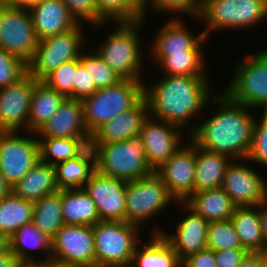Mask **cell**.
I'll list each match as a JSON object with an SVG mask.
<instances>
[{"instance_id":"obj_1","label":"cell","mask_w":267,"mask_h":267,"mask_svg":"<svg viewBox=\"0 0 267 267\" xmlns=\"http://www.w3.org/2000/svg\"><path fill=\"white\" fill-rule=\"evenodd\" d=\"M218 103L216 113L187 134L198 147L244 160L250 151L256 117L248 107L230 100L223 92L212 97ZM249 111V112H248Z\"/></svg>"},{"instance_id":"obj_2","label":"cell","mask_w":267,"mask_h":267,"mask_svg":"<svg viewBox=\"0 0 267 267\" xmlns=\"http://www.w3.org/2000/svg\"><path fill=\"white\" fill-rule=\"evenodd\" d=\"M162 77L149 88L144 84L150 117L186 131L189 119L202 112L216 94L211 91L209 77L166 74Z\"/></svg>"},{"instance_id":"obj_3","label":"cell","mask_w":267,"mask_h":267,"mask_svg":"<svg viewBox=\"0 0 267 267\" xmlns=\"http://www.w3.org/2000/svg\"><path fill=\"white\" fill-rule=\"evenodd\" d=\"M144 20L115 23L114 32L93 49L122 79L143 80L142 42L138 30Z\"/></svg>"},{"instance_id":"obj_4","label":"cell","mask_w":267,"mask_h":267,"mask_svg":"<svg viewBox=\"0 0 267 267\" xmlns=\"http://www.w3.org/2000/svg\"><path fill=\"white\" fill-rule=\"evenodd\" d=\"M90 146L95 154L96 170L102 174L133 181L154 172L148 166L140 134L121 142Z\"/></svg>"},{"instance_id":"obj_5","label":"cell","mask_w":267,"mask_h":267,"mask_svg":"<svg viewBox=\"0 0 267 267\" xmlns=\"http://www.w3.org/2000/svg\"><path fill=\"white\" fill-rule=\"evenodd\" d=\"M144 84L141 80L122 79L113 86L97 89L81 100L89 134L92 135L121 112L131 109L144 96Z\"/></svg>"},{"instance_id":"obj_6","label":"cell","mask_w":267,"mask_h":267,"mask_svg":"<svg viewBox=\"0 0 267 267\" xmlns=\"http://www.w3.org/2000/svg\"><path fill=\"white\" fill-rule=\"evenodd\" d=\"M223 93L232 101L267 112V50L241 59Z\"/></svg>"},{"instance_id":"obj_7","label":"cell","mask_w":267,"mask_h":267,"mask_svg":"<svg viewBox=\"0 0 267 267\" xmlns=\"http://www.w3.org/2000/svg\"><path fill=\"white\" fill-rule=\"evenodd\" d=\"M138 225L126 221H99L93 225L95 262L130 267L139 240Z\"/></svg>"},{"instance_id":"obj_8","label":"cell","mask_w":267,"mask_h":267,"mask_svg":"<svg viewBox=\"0 0 267 267\" xmlns=\"http://www.w3.org/2000/svg\"><path fill=\"white\" fill-rule=\"evenodd\" d=\"M266 18L267 0H207L198 20H205L207 28L203 32L209 39L211 30L247 29Z\"/></svg>"},{"instance_id":"obj_9","label":"cell","mask_w":267,"mask_h":267,"mask_svg":"<svg viewBox=\"0 0 267 267\" xmlns=\"http://www.w3.org/2000/svg\"><path fill=\"white\" fill-rule=\"evenodd\" d=\"M80 23L73 29L40 40L32 59L27 63V73L43 81L61 64L79 59L85 41Z\"/></svg>"},{"instance_id":"obj_10","label":"cell","mask_w":267,"mask_h":267,"mask_svg":"<svg viewBox=\"0 0 267 267\" xmlns=\"http://www.w3.org/2000/svg\"><path fill=\"white\" fill-rule=\"evenodd\" d=\"M125 196V221L139 227L173 201L177 202L155 171L146 177L127 181Z\"/></svg>"},{"instance_id":"obj_11","label":"cell","mask_w":267,"mask_h":267,"mask_svg":"<svg viewBox=\"0 0 267 267\" xmlns=\"http://www.w3.org/2000/svg\"><path fill=\"white\" fill-rule=\"evenodd\" d=\"M17 133L0 131V171L11 188L40 161L38 138Z\"/></svg>"},{"instance_id":"obj_12","label":"cell","mask_w":267,"mask_h":267,"mask_svg":"<svg viewBox=\"0 0 267 267\" xmlns=\"http://www.w3.org/2000/svg\"><path fill=\"white\" fill-rule=\"evenodd\" d=\"M39 40L28 8L0 7V47L26 64L32 59Z\"/></svg>"},{"instance_id":"obj_13","label":"cell","mask_w":267,"mask_h":267,"mask_svg":"<svg viewBox=\"0 0 267 267\" xmlns=\"http://www.w3.org/2000/svg\"><path fill=\"white\" fill-rule=\"evenodd\" d=\"M51 259L72 265L95 263L93 226L64 224L51 239Z\"/></svg>"},{"instance_id":"obj_14","label":"cell","mask_w":267,"mask_h":267,"mask_svg":"<svg viewBox=\"0 0 267 267\" xmlns=\"http://www.w3.org/2000/svg\"><path fill=\"white\" fill-rule=\"evenodd\" d=\"M183 131L174 124L150 116L143 123L140 135L144 142L148 166L153 171H157L182 147Z\"/></svg>"},{"instance_id":"obj_15","label":"cell","mask_w":267,"mask_h":267,"mask_svg":"<svg viewBox=\"0 0 267 267\" xmlns=\"http://www.w3.org/2000/svg\"><path fill=\"white\" fill-rule=\"evenodd\" d=\"M239 162L229 164L221 188L237 207L258 206L267 199V183L256 170Z\"/></svg>"},{"instance_id":"obj_16","label":"cell","mask_w":267,"mask_h":267,"mask_svg":"<svg viewBox=\"0 0 267 267\" xmlns=\"http://www.w3.org/2000/svg\"><path fill=\"white\" fill-rule=\"evenodd\" d=\"M126 180L95 170L84 185L85 191L96 204L100 221H125Z\"/></svg>"},{"instance_id":"obj_17","label":"cell","mask_w":267,"mask_h":267,"mask_svg":"<svg viewBox=\"0 0 267 267\" xmlns=\"http://www.w3.org/2000/svg\"><path fill=\"white\" fill-rule=\"evenodd\" d=\"M188 146H182L157 171L169 193L178 202H185L192 194L196 169V144L187 137ZM190 144V145H189Z\"/></svg>"},{"instance_id":"obj_18","label":"cell","mask_w":267,"mask_h":267,"mask_svg":"<svg viewBox=\"0 0 267 267\" xmlns=\"http://www.w3.org/2000/svg\"><path fill=\"white\" fill-rule=\"evenodd\" d=\"M37 80L28 73L18 82L0 88V131H28L29 109Z\"/></svg>"},{"instance_id":"obj_19","label":"cell","mask_w":267,"mask_h":267,"mask_svg":"<svg viewBox=\"0 0 267 267\" xmlns=\"http://www.w3.org/2000/svg\"><path fill=\"white\" fill-rule=\"evenodd\" d=\"M186 209L188 216L183 217L176 226L175 235L165 233L162 229L156 228L153 234H162V236L172 246L178 258L182 261L187 256L197 253L207 248V229L209 222L198 215L185 202H179Z\"/></svg>"},{"instance_id":"obj_20","label":"cell","mask_w":267,"mask_h":267,"mask_svg":"<svg viewBox=\"0 0 267 267\" xmlns=\"http://www.w3.org/2000/svg\"><path fill=\"white\" fill-rule=\"evenodd\" d=\"M35 134L39 138L86 139L90 143L82 101L66 97L57 112Z\"/></svg>"},{"instance_id":"obj_21","label":"cell","mask_w":267,"mask_h":267,"mask_svg":"<svg viewBox=\"0 0 267 267\" xmlns=\"http://www.w3.org/2000/svg\"><path fill=\"white\" fill-rule=\"evenodd\" d=\"M150 116L149 106L143 96L131 109L104 123L92 135L90 144L121 142L140 134L143 123Z\"/></svg>"},{"instance_id":"obj_22","label":"cell","mask_w":267,"mask_h":267,"mask_svg":"<svg viewBox=\"0 0 267 267\" xmlns=\"http://www.w3.org/2000/svg\"><path fill=\"white\" fill-rule=\"evenodd\" d=\"M177 19L176 17V19L164 24L154 38L150 54L157 63L168 54L184 53V51H202L200 50L201 44L207 40L204 32L195 36L184 25L185 22Z\"/></svg>"},{"instance_id":"obj_23","label":"cell","mask_w":267,"mask_h":267,"mask_svg":"<svg viewBox=\"0 0 267 267\" xmlns=\"http://www.w3.org/2000/svg\"><path fill=\"white\" fill-rule=\"evenodd\" d=\"M38 40L75 28L79 23L62 0H40L29 8Z\"/></svg>"},{"instance_id":"obj_24","label":"cell","mask_w":267,"mask_h":267,"mask_svg":"<svg viewBox=\"0 0 267 267\" xmlns=\"http://www.w3.org/2000/svg\"><path fill=\"white\" fill-rule=\"evenodd\" d=\"M58 190L55 166L41 160L11 188L15 196L33 203Z\"/></svg>"},{"instance_id":"obj_25","label":"cell","mask_w":267,"mask_h":267,"mask_svg":"<svg viewBox=\"0 0 267 267\" xmlns=\"http://www.w3.org/2000/svg\"><path fill=\"white\" fill-rule=\"evenodd\" d=\"M185 203L208 222L229 220L237 207L221 187L195 192Z\"/></svg>"},{"instance_id":"obj_26","label":"cell","mask_w":267,"mask_h":267,"mask_svg":"<svg viewBox=\"0 0 267 267\" xmlns=\"http://www.w3.org/2000/svg\"><path fill=\"white\" fill-rule=\"evenodd\" d=\"M95 170V154L88 145L75 158L55 165L57 187L59 190L83 188Z\"/></svg>"},{"instance_id":"obj_27","label":"cell","mask_w":267,"mask_h":267,"mask_svg":"<svg viewBox=\"0 0 267 267\" xmlns=\"http://www.w3.org/2000/svg\"><path fill=\"white\" fill-rule=\"evenodd\" d=\"M232 159L228 156L204 150L196 145V169L193 193L220 188L227 167Z\"/></svg>"},{"instance_id":"obj_28","label":"cell","mask_w":267,"mask_h":267,"mask_svg":"<svg viewBox=\"0 0 267 267\" xmlns=\"http://www.w3.org/2000/svg\"><path fill=\"white\" fill-rule=\"evenodd\" d=\"M64 224L93 226L100 221L96 204L84 188L62 190Z\"/></svg>"},{"instance_id":"obj_29","label":"cell","mask_w":267,"mask_h":267,"mask_svg":"<svg viewBox=\"0 0 267 267\" xmlns=\"http://www.w3.org/2000/svg\"><path fill=\"white\" fill-rule=\"evenodd\" d=\"M66 97L43 81H36L31 96L28 132L36 133L57 112Z\"/></svg>"},{"instance_id":"obj_30","label":"cell","mask_w":267,"mask_h":267,"mask_svg":"<svg viewBox=\"0 0 267 267\" xmlns=\"http://www.w3.org/2000/svg\"><path fill=\"white\" fill-rule=\"evenodd\" d=\"M256 208V209H255ZM242 246L251 253L265 250L259 205L236 207L230 218Z\"/></svg>"},{"instance_id":"obj_31","label":"cell","mask_w":267,"mask_h":267,"mask_svg":"<svg viewBox=\"0 0 267 267\" xmlns=\"http://www.w3.org/2000/svg\"><path fill=\"white\" fill-rule=\"evenodd\" d=\"M151 234L148 244H142V250L137 245L130 267H182L181 260L162 234Z\"/></svg>"},{"instance_id":"obj_32","label":"cell","mask_w":267,"mask_h":267,"mask_svg":"<svg viewBox=\"0 0 267 267\" xmlns=\"http://www.w3.org/2000/svg\"><path fill=\"white\" fill-rule=\"evenodd\" d=\"M11 252L16 255L24 265H36L41 260L32 258L29 254L31 249H41L51 259V239L42 233L32 222L23 225L10 237ZM40 261V262H39Z\"/></svg>"},{"instance_id":"obj_33","label":"cell","mask_w":267,"mask_h":267,"mask_svg":"<svg viewBox=\"0 0 267 267\" xmlns=\"http://www.w3.org/2000/svg\"><path fill=\"white\" fill-rule=\"evenodd\" d=\"M34 203L12 192L0 200V233L12 237L23 225L33 220Z\"/></svg>"},{"instance_id":"obj_34","label":"cell","mask_w":267,"mask_h":267,"mask_svg":"<svg viewBox=\"0 0 267 267\" xmlns=\"http://www.w3.org/2000/svg\"><path fill=\"white\" fill-rule=\"evenodd\" d=\"M32 223L52 239L64 225L62 216V190L46 195L34 202Z\"/></svg>"},{"instance_id":"obj_35","label":"cell","mask_w":267,"mask_h":267,"mask_svg":"<svg viewBox=\"0 0 267 267\" xmlns=\"http://www.w3.org/2000/svg\"><path fill=\"white\" fill-rule=\"evenodd\" d=\"M38 140L40 144V160L54 166L60 162L75 158L90 145L86 139L38 138Z\"/></svg>"},{"instance_id":"obj_36","label":"cell","mask_w":267,"mask_h":267,"mask_svg":"<svg viewBox=\"0 0 267 267\" xmlns=\"http://www.w3.org/2000/svg\"><path fill=\"white\" fill-rule=\"evenodd\" d=\"M202 51H184V53L168 54L158 65L166 75L209 76L205 70Z\"/></svg>"},{"instance_id":"obj_37","label":"cell","mask_w":267,"mask_h":267,"mask_svg":"<svg viewBox=\"0 0 267 267\" xmlns=\"http://www.w3.org/2000/svg\"><path fill=\"white\" fill-rule=\"evenodd\" d=\"M98 16L106 23L137 22L144 19V9L135 0H96Z\"/></svg>"},{"instance_id":"obj_38","label":"cell","mask_w":267,"mask_h":267,"mask_svg":"<svg viewBox=\"0 0 267 267\" xmlns=\"http://www.w3.org/2000/svg\"><path fill=\"white\" fill-rule=\"evenodd\" d=\"M206 241L207 248L214 252L226 249H245L230 219L209 222Z\"/></svg>"},{"instance_id":"obj_39","label":"cell","mask_w":267,"mask_h":267,"mask_svg":"<svg viewBox=\"0 0 267 267\" xmlns=\"http://www.w3.org/2000/svg\"><path fill=\"white\" fill-rule=\"evenodd\" d=\"M81 54L80 63L85 67L91 76V80L97 89L106 88L117 84L122 78L109 67V65L97 54V52Z\"/></svg>"},{"instance_id":"obj_40","label":"cell","mask_w":267,"mask_h":267,"mask_svg":"<svg viewBox=\"0 0 267 267\" xmlns=\"http://www.w3.org/2000/svg\"><path fill=\"white\" fill-rule=\"evenodd\" d=\"M75 72L76 59L61 64L57 69L51 72L43 82L65 97L73 99Z\"/></svg>"},{"instance_id":"obj_41","label":"cell","mask_w":267,"mask_h":267,"mask_svg":"<svg viewBox=\"0 0 267 267\" xmlns=\"http://www.w3.org/2000/svg\"><path fill=\"white\" fill-rule=\"evenodd\" d=\"M27 74V64L0 47V88L18 82Z\"/></svg>"},{"instance_id":"obj_42","label":"cell","mask_w":267,"mask_h":267,"mask_svg":"<svg viewBox=\"0 0 267 267\" xmlns=\"http://www.w3.org/2000/svg\"><path fill=\"white\" fill-rule=\"evenodd\" d=\"M242 161H253L267 166V112L262 113L260 120H255L250 151Z\"/></svg>"},{"instance_id":"obj_43","label":"cell","mask_w":267,"mask_h":267,"mask_svg":"<svg viewBox=\"0 0 267 267\" xmlns=\"http://www.w3.org/2000/svg\"><path fill=\"white\" fill-rule=\"evenodd\" d=\"M152 9L151 11L170 12V13H182L184 15H191L198 19L201 14L202 5L197 0H150V2L143 8L144 19L148 11L147 7Z\"/></svg>"},{"instance_id":"obj_44","label":"cell","mask_w":267,"mask_h":267,"mask_svg":"<svg viewBox=\"0 0 267 267\" xmlns=\"http://www.w3.org/2000/svg\"><path fill=\"white\" fill-rule=\"evenodd\" d=\"M68 7L70 14L80 23L84 20L93 24L95 27H101L105 22L98 16L96 0H62Z\"/></svg>"},{"instance_id":"obj_45","label":"cell","mask_w":267,"mask_h":267,"mask_svg":"<svg viewBox=\"0 0 267 267\" xmlns=\"http://www.w3.org/2000/svg\"><path fill=\"white\" fill-rule=\"evenodd\" d=\"M96 90L97 88L94 81L91 80L89 72L80 63L79 59H76L73 99L83 100L84 98L91 96Z\"/></svg>"},{"instance_id":"obj_46","label":"cell","mask_w":267,"mask_h":267,"mask_svg":"<svg viewBox=\"0 0 267 267\" xmlns=\"http://www.w3.org/2000/svg\"><path fill=\"white\" fill-rule=\"evenodd\" d=\"M249 252L246 249H226L215 252L217 267H238Z\"/></svg>"},{"instance_id":"obj_47","label":"cell","mask_w":267,"mask_h":267,"mask_svg":"<svg viewBox=\"0 0 267 267\" xmlns=\"http://www.w3.org/2000/svg\"><path fill=\"white\" fill-rule=\"evenodd\" d=\"M182 267H217L215 252L211 249H204L187 256L181 261Z\"/></svg>"},{"instance_id":"obj_48","label":"cell","mask_w":267,"mask_h":267,"mask_svg":"<svg viewBox=\"0 0 267 267\" xmlns=\"http://www.w3.org/2000/svg\"><path fill=\"white\" fill-rule=\"evenodd\" d=\"M24 264L11 251L0 256V267H23Z\"/></svg>"},{"instance_id":"obj_49","label":"cell","mask_w":267,"mask_h":267,"mask_svg":"<svg viewBox=\"0 0 267 267\" xmlns=\"http://www.w3.org/2000/svg\"><path fill=\"white\" fill-rule=\"evenodd\" d=\"M259 215L265 241V248L267 249V199L259 204Z\"/></svg>"},{"instance_id":"obj_50","label":"cell","mask_w":267,"mask_h":267,"mask_svg":"<svg viewBox=\"0 0 267 267\" xmlns=\"http://www.w3.org/2000/svg\"><path fill=\"white\" fill-rule=\"evenodd\" d=\"M238 267H260L259 252H249Z\"/></svg>"},{"instance_id":"obj_51","label":"cell","mask_w":267,"mask_h":267,"mask_svg":"<svg viewBox=\"0 0 267 267\" xmlns=\"http://www.w3.org/2000/svg\"><path fill=\"white\" fill-rule=\"evenodd\" d=\"M11 251L10 237L0 233V256Z\"/></svg>"},{"instance_id":"obj_52","label":"cell","mask_w":267,"mask_h":267,"mask_svg":"<svg viewBox=\"0 0 267 267\" xmlns=\"http://www.w3.org/2000/svg\"><path fill=\"white\" fill-rule=\"evenodd\" d=\"M37 267H76V265L62 263L59 261H55L53 259L50 260H42L41 263L36 264Z\"/></svg>"},{"instance_id":"obj_53","label":"cell","mask_w":267,"mask_h":267,"mask_svg":"<svg viewBox=\"0 0 267 267\" xmlns=\"http://www.w3.org/2000/svg\"><path fill=\"white\" fill-rule=\"evenodd\" d=\"M11 193V186L5 181L0 171V200Z\"/></svg>"},{"instance_id":"obj_54","label":"cell","mask_w":267,"mask_h":267,"mask_svg":"<svg viewBox=\"0 0 267 267\" xmlns=\"http://www.w3.org/2000/svg\"><path fill=\"white\" fill-rule=\"evenodd\" d=\"M40 0H14V7L30 8Z\"/></svg>"},{"instance_id":"obj_55","label":"cell","mask_w":267,"mask_h":267,"mask_svg":"<svg viewBox=\"0 0 267 267\" xmlns=\"http://www.w3.org/2000/svg\"><path fill=\"white\" fill-rule=\"evenodd\" d=\"M76 267H120L118 265L113 264H101V263H89V264H80L76 265Z\"/></svg>"},{"instance_id":"obj_56","label":"cell","mask_w":267,"mask_h":267,"mask_svg":"<svg viewBox=\"0 0 267 267\" xmlns=\"http://www.w3.org/2000/svg\"><path fill=\"white\" fill-rule=\"evenodd\" d=\"M260 267H267V249L259 251Z\"/></svg>"},{"instance_id":"obj_57","label":"cell","mask_w":267,"mask_h":267,"mask_svg":"<svg viewBox=\"0 0 267 267\" xmlns=\"http://www.w3.org/2000/svg\"><path fill=\"white\" fill-rule=\"evenodd\" d=\"M1 6H14V0H0Z\"/></svg>"},{"instance_id":"obj_58","label":"cell","mask_w":267,"mask_h":267,"mask_svg":"<svg viewBox=\"0 0 267 267\" xmlns=\"http://www.w3.org/2000/svg\"><path fill=\"white\" fill-rule=\"evenodd\" d=\"M142 8H144L150 0H135Z\"/></svg>"},{"instance_id":"obj_59","label":"cell","mask_w":267,"mask_h":267,"mask_svg":"<svg viewBox=\"0 0 267 267\" xmlns=\"http://www.w3.org/2000/svg\"><path fill=\"white\" fill-rule=\"evenodd\" d=\"M201 5H203L207 0H197Z\"/></svg>"},{"instance_id":"obj_60","label":"cell","mask_w":267,"mask_h":267,"mask_svg":"<svg viewBox=\"0 0 267 267\" xmlns=\"http://www.w3.org/2000/svg\"><path fill=\"white\" fill-rule=\"evenodd\" d=\"M23 267H37L36 265H24Z\"/></svg>"}]
</instances>
